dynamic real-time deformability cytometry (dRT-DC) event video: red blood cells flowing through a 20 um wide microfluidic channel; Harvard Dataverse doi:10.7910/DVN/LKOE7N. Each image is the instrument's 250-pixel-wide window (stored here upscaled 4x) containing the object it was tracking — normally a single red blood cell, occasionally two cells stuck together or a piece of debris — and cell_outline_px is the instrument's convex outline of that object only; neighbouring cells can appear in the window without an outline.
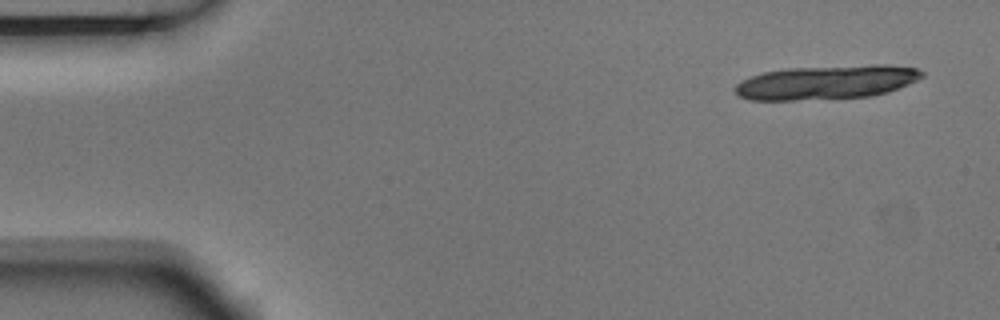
{"species": "Egyptian fruit bat (a non-hibernating species)", "species_latin": "Rousettus aegyptiacus", "temperature_condition": "room temperature", "stored_images_in_passage": 7, "camera_frame_rate_fps": 3000, "um_per_image_px": 0.085, "animal": {"sex": "male"}, "frame": {"image": 1, "passage_image": 1, "time_ms": 0.0, "image_size_px": [1000, 320], "cell_outline_px": [[924, 76], [908, 84], [888, 92], [872, 96], [792, 100], [748, 100], [736, 96], [736, 84], [740, 80], [764, 72], [788, 68], [872, 64], [888, 64], [916, 68], [924, 72]], "centroid_in_image_um": [70.25, 6.98], "position_along_channel_um": 14.8, "area_um2": 37.22}}
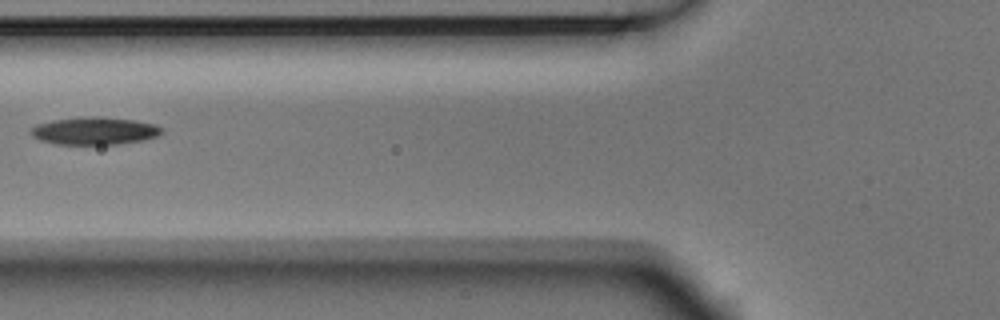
{"frame": {"image": 2, "passage_image": 6, "time_ms": 1.667, "image_size_px": [1000, 320], "cell_outline_px": [[164, 132], [156, 136], [144, 140], [116, 144], [56, 144], [40, 140], [32, 136], [28, 132], [36, 124], [52, 120], [92, 116], [100, 116], [136, 120], [156, 124]], "centroid_in_image_um": [8.02, 11.12], "position_along_channel_um": 117.8, "area_um2": 21.1}}
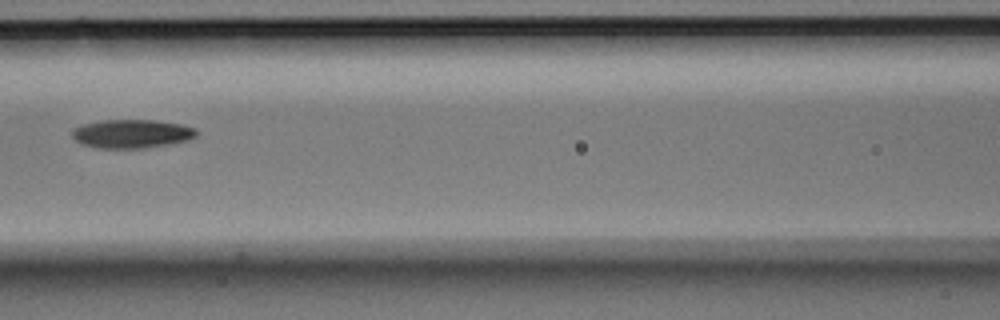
{"frame": {"image": 3, "passage_image": 7, "time_ms": 2.0, "image_size_px": [1000, 320], "cell_outline_px": [[196, 136], [188, 140], [168, 144], [144, 148], [96, 148], [80, 144], [72, 136], [72, 128], [84, 124], [104, 120], [152, 120], [180, 124], [196, 128]], "centroid_in_image_um": [11.17, 11.37], "position_along_channel_um": 155.4, "area_um2": 20.69}}